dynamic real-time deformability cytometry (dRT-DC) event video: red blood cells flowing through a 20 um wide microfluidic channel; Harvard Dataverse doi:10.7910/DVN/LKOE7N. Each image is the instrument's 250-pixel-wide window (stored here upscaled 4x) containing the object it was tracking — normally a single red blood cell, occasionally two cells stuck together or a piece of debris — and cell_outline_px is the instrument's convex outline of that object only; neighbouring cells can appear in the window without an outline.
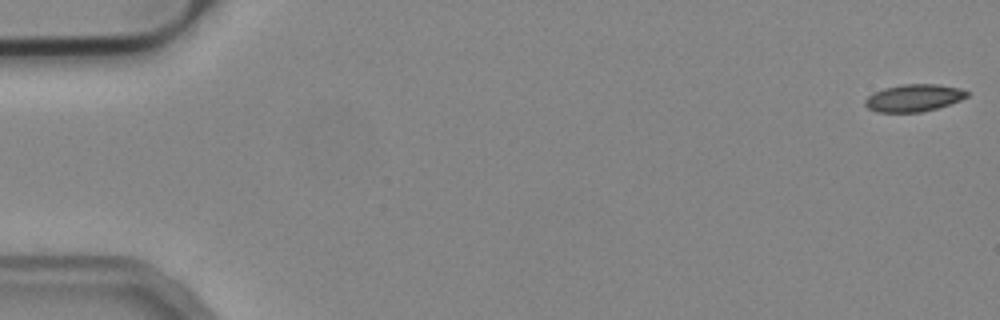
{"species": "common noctule bat (a hibernating species)", "species_latin": "Nyctalus noctula", "temperature_condition": "cold", "stored_images_in_passage": 54, "camera_frame_rate_fps": 3000, "um_per_image_px": 0.085, "animal": {"sex": "male", "body_mass_g": 19.2, "forearm_length_mm": 51.8}, "frame": {"image": 1, "passage_image": 1, "time_ms": 0.0, "image_size_px": [1000, 320], "cell_outline_px": [[968, 96], [960, 100], [936, 108], [920, 112], [876, 112], [868, 108], [864, 104], [864, 100], [872, 92], [884, 88], [904, 84], [940, 84], [960, 88], [968, 92]], "centroid_in_image_um": [77.64, 8.31], "position_along_channel_um": 7.4, "area_um2": 16.18}}
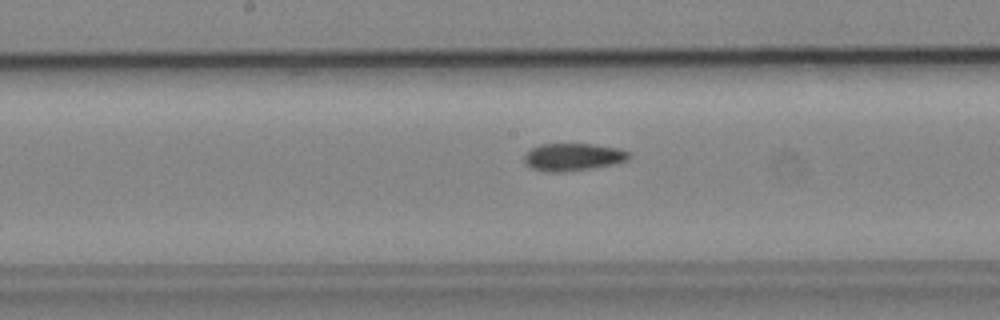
{"frame": {"image": 2, "passage_image": 28, "time_ms": 9.0, "image_size_px": [1000, 320], "cell_outline_px": [[632, 156], [628, 160], [612, 164], [592, 168], [564, 172], [548, 172], [532, 168], [524, 160], [524, 156], [532, 148], [540, 144], [592, 144], [620, 148], [632, 152]], "centroid_in_image_um": [48.77, 13.34], "position_along_channel_um": 199.4, "area_um2": 16.82}}
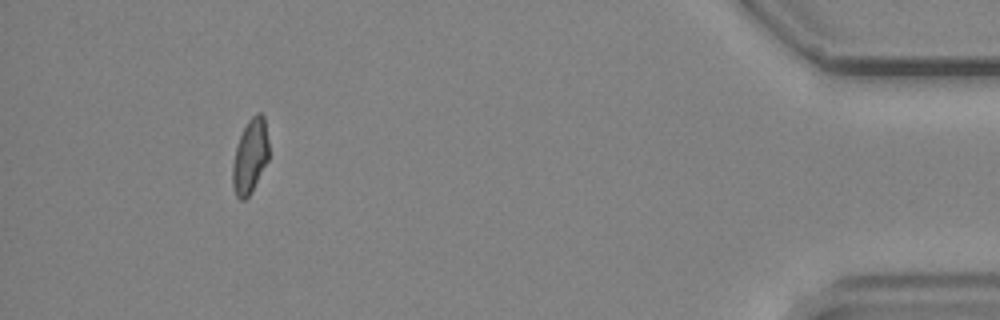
{"frame": {"image": 3, "passage_image": 50, "time_ms": 16.333, "image_size_px": [1000, 320], "cell_outline_px": [[268, 160], [252, 192], [244, 200], [240, 200], [236, 196], [232, 184], [232, 164], [236, 148], [240, 136], [248, 120], [256, 112], [260, 112], [264, 116], [268, 140]], "centroid_in_image_um": [21.26, 13.29], "position_along_channel_um": 413.9, "area_um2": 15.72}, "authors_computed_cell_mechanics": {"area_um2": 16.4152, "velocity_mm_per_s": 3.8148, "shape_relaxation_time_tau1_ms": null, "shape_relaxation_time_tau2_ms": 3.3433, "deformation_change_tau1": null, "deformation_change_tau2": 0.0823}}